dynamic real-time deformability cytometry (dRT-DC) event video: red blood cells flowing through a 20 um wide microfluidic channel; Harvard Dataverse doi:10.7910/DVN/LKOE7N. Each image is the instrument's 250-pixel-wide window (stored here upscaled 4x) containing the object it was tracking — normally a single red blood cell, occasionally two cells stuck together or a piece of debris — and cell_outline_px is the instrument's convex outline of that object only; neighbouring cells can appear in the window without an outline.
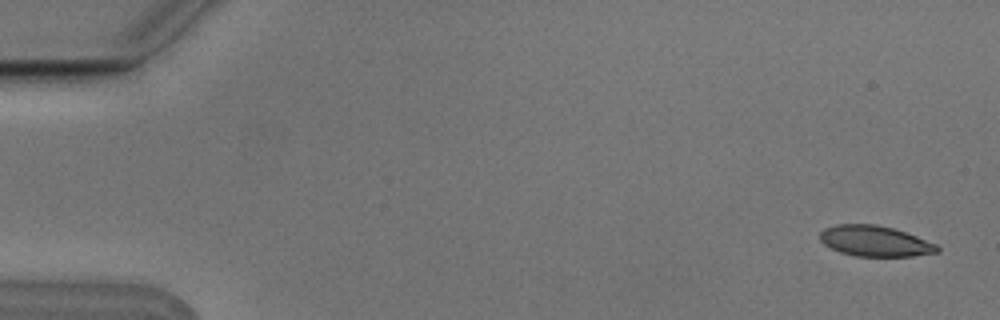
{"species": "Egyptian fruit bat (a non-hibernating species)", "species_latin": "Rousettus aegyptiacus", "temperature_condition": "cold", "stored_images_in_passage": 6, "camera_frame_rate_fps": 3000, "um_per_image_px": 0.085, "animal": {"sex": "male"}, "frame": {"image": 1, "passage_image": 1, "time_ms": 0.0, "image_size_px": [1000, 320], "cell_outline_px": [[940, 252], [912, 256], [856, 256], [840, 252], [824, 244], [820, 240], [820, 232], [824, 228], [836, 224], [876, 224], [892, 228], [916, 236], [936, 244], [940, 248]], "centroid_in_image_um": [74.36, 20.49], "position_along_channel_um": 10.6, "area_um2": 20.87}}